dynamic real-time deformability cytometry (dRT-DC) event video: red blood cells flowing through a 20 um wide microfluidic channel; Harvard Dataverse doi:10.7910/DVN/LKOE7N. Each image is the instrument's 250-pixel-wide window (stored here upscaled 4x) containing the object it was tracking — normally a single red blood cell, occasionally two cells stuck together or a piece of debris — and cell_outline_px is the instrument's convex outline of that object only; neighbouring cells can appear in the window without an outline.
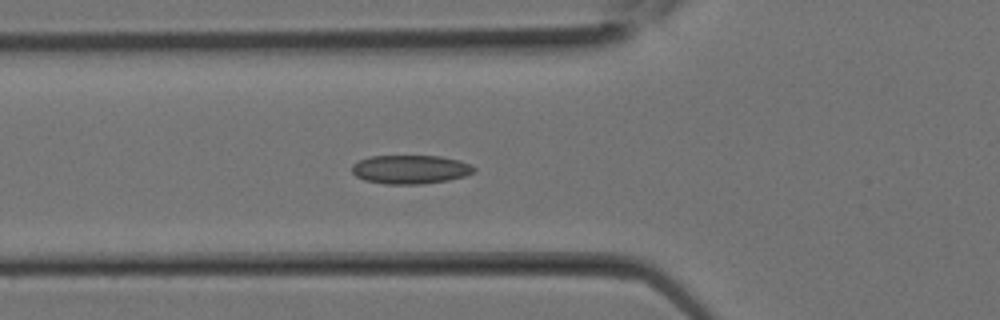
{"species": "Egyptian fruit bat (a non-hibernating species)", "species_latin": "Rousettus aegyptiacus", "temperature_condition": "room temperature", "stored_images_in_passage": 12, "camera_frame_rate_fps": 3000, "um_per_image_px": 0.085, "animal": {"sex": "female"}, "frame": {"image": 1, "passage_image": 10, "time_ms": 3.0, "image_size_px": [1000, 320], "cell_outline_px": [[476, 168], [472, 172], [464, 176], [448, 180], [424, 184], [384, 184], [364, 180], [356, 176], [352, 172], [352, 164], [368, 156], [440, 156], [460, 160]], "centroid_in_image_um": [34.85, 14.4], "position_along_channel_um": 91.0, "area_um2": 20.46}}
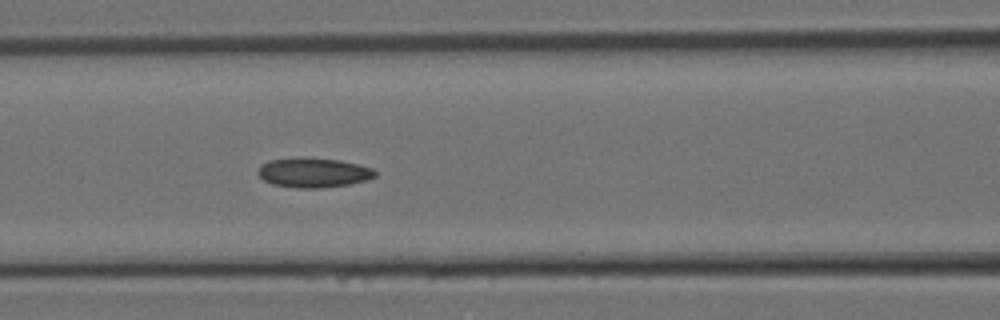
{"frame": {"image": 2, "passage_image": 12, "time_ms": 3.667, "image_size_px": [1000, 320], "cell_outline_px": [[376, 176], [368, 180], [348, 184], [320, 188], [296, 188], [272, 184], [264, 180], [256, 172], [260, 164], [268, 160], [340, 160], [360, 164], [372, 168], [376, 172]], "centroid_in_image_um": [26.67, 14.71], "position_along_channel_um": 139.9, "area_um2": 19.59}}